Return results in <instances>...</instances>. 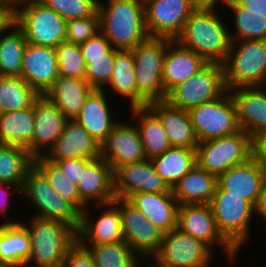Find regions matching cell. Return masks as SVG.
I'll list each match as a JSON object with an SVG mask.
<instances>
[{"instance_id": "c3c4849f", "label": "cell", "mask_w": 266, "mask_h": 267, "mask_svg": "<svg viewBox=\"0 0 266 267\" xmlns=\"http://www.w3.org/2000/svg\"><path fill=\"white\" fill-rule=\"evenodd\" d=\"M91 159H84V158H73V159H66V160H49L51 162L56 163L65 176L75 185L78 184L80 176H81V169H84L85 165Z\"/></svg>"}, {"instance_id": "f907efd6", "label": "cell", "mask_w": 266, "mask_h": 267, "mask_svg": "<svg viewBox=\"0 0 266 267\" xmlns=\"http://www.w3.org/2000/svg\"><path fill=\"white\" fill-rule=\"evenodd\" d=\"M252 157L266 171V131L252 137Z\"/></svg>"}, {"instance_id": "74e56055", "label": "cell", "mask_w": 266, "mask_h": 267, "mask_svg": "<svg viewBox=\"0 0 266 267\" xmlns=\"http://www.w3.org/2000/svg\"><path fill=\"white\" fill-rule=\"evenodd\" d=\"M38 96L20 76L0 75V106L3 112L28 108Z\"/></svg>"}, {"instance_id": "6da1fadb", "label": "cell", "mask_w": 266, "mask_h": 267, "mask_svg": "<svg viewBox=\"0 0 266 267\" xmlns=\"http://www.w3.org/2000/svg\"><path fill=\"white\" fill-rule=\"evenodd\" d=\"M219 10L195 9L186 20L176 41L207 62L223 64L231 48L230 30Z\"/></svg>"}, {"instance_id": "603a6c76", "label": "cell", "mask_w": 266, "mask_h": 267, "mask_svg": "<svg viewBox=\"0 0 266 267\" xmlns=\"http://www.w3.org/2000/svg\"><path fill=\"white\" fill-rule=\"evenodd\" d=\"M266 171L252 157L247 162L233 166L217 177V186L221 190L235 194L255 206Z\"/></svg>"}, {"instance_id": "4316f807", "label": "cell", "mask_w": 266, "mask_h": 267, "mask_svg": "<svg viewBox=\"0 0 266 267\" xmlns=\"http://www.w3.org/2000/svg\"><path fill=\"white\" fill-rule=\"evenodd\" d=\"M163 234L177 228L179 203L173 192L138 193L127 199Z\"/></svg>"}, {"instance_id": "9c48e42d", "label": "cell", "mask_w": 266, "mask_h": 267, "mask_svg": "<svg viewBox=\"0 0 266 267\" xmlns=\"http://www.w3.org/2000/svg\"><path fill=\"white\" fill-rule=\"evenodd\" d=\"M21 197L34 205V217L63 221L76 230L80 225V213L58 192L44 175L33 165L27 172L21 189ZM26 198V199H25Z\"/></svg>"}, {"instance_id": "d4e9b609", "label": "cell", "mask_w": 266, "mask_h": 267, "mask_svg": "<svg viewBox=\"0 0 266 267\" xmlns=\"http://www.w3.org/2000/svg\"><path fill=\"white\" fill-rule=\"evenodd\" d=\"M207 63L203 57L172 40L167 46L163 61L162 81L165 94L192 77Z\"/></svg>"}, {"instance_id": "d590c367", "label": "cell", "mask_w": 266, "mask_h": 267, "mask_svg": "<svg viewBox=\"0 0 266 267\" xmlns=\"http://www.w3.org/2000/svg\"><path fill=\"white\" fill-rule=\"evenodd\" d=\"M34 157L26 148L0 144V183L19 186L22 189Z\"/></svg>"}, {"instance_id": "52a82bcc", "label": "cell", "mask_w": 266, "mask_h": 267, "mask_svg": "<svg viewBox=\"0 0 266 267\" xmlns=\"http://www.w3.org/2000/svg\"><path fill=\"white\" fill-rule=\"evenodd\" d=\"M210 206L216 225L222 236L237 250L249 242L250 221L255 215L254 206L247 200L230 192L215 188Z\"/></svg>"}, {"instance_id": "ab89813d", "label": "cell", "mask_w": 266, "mask_h": 267, "mask_svg": "<svg viewBox=\"0 0 266 267\" xmlns=\"http://www.w3.org/2000/svg\"><path fill=\"white\" fill-rule=\"evenodd\" d=\"M226 6L235 14V33L230 32L231 41L266 40V17L263 14L249 12L234 0H227Z\"/></svg>"}, {"instance_id": "ac0fdd59", "label": "cell", "mask_w": 266, "mask_h": 267, "mask_svg": "<svg viewBox=\"0 0 266 267\" xmlns=\"http://www.w3.org/2000/svg\"><path fill=\"white\" fill-rule=\"evenodd\" d=\"M123 122L119 121L100 145V156L113 171L123 164L147 159L137 128L133 123Z\"/></svg>"}, {"instance_id": "816d5d0a", "label": "cell", "mask_w": 266, "mask_h": 267, "mask_svg": "<svg viewBox=\"0 0 266 267\" xmlns=\"http://www.w3.org/2000/svg\"><path fill=\"white\" fill-rule=\"evenodd\" d=\"M14 22V5L7 0H0V34L6 33Z\"/></svg>"}, {"instance_id": "f1b7e54d", "label": "cell", "mask_w": 266, "mask_h": 267, "mask_svg": "<svg viewBox=\"0 0 266 267\" xmlns=\"http://www.w3.org/2000/svg\"><path fill=\"white\" fill-rule=\"evenodd\" d=\"M93 90L94 88L86 80L58 76L44 95L68 120H74Z\"/></svg>"}, {"instance_id": "681fc988", "label": "cell", "mask_w": 266, "mask_h": 267, "mask_svg": "<svg viewBox=\"0 0 266 267\" xmlns=\"http://www.w3.org/2000/svg\"><path fill=\"white\" fill-rule=\"evenodd\" d=\"M7 186V187H6ZM12 189H11V188ZM12 193H16L17 196H20V199H21V188L19 186H14V185H9V184H2L0 183V215L3 216L5 219V222L4 223H0V224H10V223H15V222H18V221H13L11 217H8V216H5L7 215V211H8V208H10V196L11 195H14ZM20 194V195H18Z\"/></svg>"}, {"instance_id": "7dc6e473", "label": "cell", "mask_w": 266, "mask_h": 267, "mask_svg": "<svg viewBox=\"0 0 266 267\" xmlns=\"http://www.w3.org/2000/svg\"><path fill=\"white\" fill-rule=\"evenodd\" d=\"M81 55L85 64L88 63V58L106 57V53L112 48L106 37L99 32L86 42L79 45Z\"/></svg>"}, {"instance_id": "e0dca14e", "label": "cell", "mask_w": 266, "mask_h": 267, "mask_svg": "<svg viewBox=\"0 0 266 267\" xmlns=\"http://www.w3.org/2000/svg\"><path fill=\"white\" fill-rule=\"evenodd\" d=\"M32 110L34 131L26 149L33 157L43 156L62 134L68 119L45 95H39L34 100Z\"/></svg>"}, {"instance_id": "1f68e13d", "label": "cell", "mask_w": 266, "mask_h": 267, "mask_svg": "<svg viewBox=\"0 0 266 267\" xmlns=\"http://www.w3.org/2000/svg\"><path fill=\"white\" fill-rule=\"evenodd\" d=\"M24 223V224H23ZM31 253V237L25 222L0 224V261L9 267H25Z\"/></svg>"}, {"instance_id": "6f0895ef", "label": "cell", "mask_w": 266, "mask_h": 267, "mask_svg": "<svg viewBox=\"0 0 266 267\" xmlns=\"http://www.w3.org/2000/svg\"><path fill=\"white\" fill-rule=\"evenodd\" d=\"M7 1L11 2L14 5V4L20 2L21 0H7Z\"/></svg>"}, {"instance_id": "ba28073f", "label": "cell", "mask_w": 266, "mask_h": 267, "mask_svg": "<svg viewBox=\"0 0 266 267\" xmlns=\"http://www.w3.org/2000/svg\"><path fill=\"white\" fill-rule=\"evenodd\" d=\"M250 158L252 137L242 130L232 135L199 142L196 147L197 165L216 177Z\"/></svg>"}, {"instance_id": "3957f363", "label": "cell", "mask_w": 266, "mask_h": 267, "mask_svg": "<svg viewBox=\"0 0 266 267\" xmlns=\"http://www.w3.org/2000/svg\"><path fill=\"white\" fill-rule=\"evenodd\" d=\"M30 221L25 225L31 237V253L25 267H62L69 248L77 241V230L63 221L33 215Z\"/></svg>"}, {"instance_id": "680465c9", "label": "cell", "mask_w": 266, "mask_h": 267, "mask_svg": "<svg viewBox=\"0 0 266 267\" xmlns=\"http://www.w3.org/2000/svg\"><path fill=\"white\" fill-rule=\"evenodd\" d=\"M0 267H9L6 263L0 261Z\"/></svg>"}, {"instance_id": "ee69618b", "label": "cell", "mask_w": 266, "mask_h": 267, "mask_svg": "<svg viewBox=\"0 0 266 267\" xmlns=\"http://www.w3.org/2000/svg\"><path fill=\"white\" fill-rule=\"evenodd\" d=\"M115 63V48H111L106 57L88 58L86 63V81L94 89H103L111 79Z\"/></svg>"}, {"instance_id": "7a4b0ae2", "label": "cell", "mask_w": 266, "mask_h": 267, "mask_svg": "<svg viewBox=\"0 0 266 267\" xmlns=\"http://www.w3.org/2000/svg\"><path fill=\"white\" fill-rule=\"evenodd\" d=\"M100 32L112 48L132 50L149 36L144 21L143 0H99Z\"/></svg>"}, {"instance_id": "ffe728a7", "label": "cell", "mask_w": 266, "mask_h": 267, "mask_svg": "<svg viewBox=\"0 0 266 267\" xmlns=\"http://www.w3.org/2000/svg\"><path fill=\"white\" fill-rule=\"evenodd\" d=\"M94 206L103 208V211L96 220L93 216L90 217V214L88 215L90 212L87 209L80 214L77 240L82 245H100L124 241L119 209L112 202Z\"/></svg>"}, {"instance_id": "4dcf8cb0", "label": "cell", "mask_w": 266, "mask_h": 267, "mask_svg": "<svg viewBox=\"0 0 266 267\" xmlns=\"http://www.w3.org/2000/svg\"><path fill=\"white\" fill-rule=\"evenodd\" d=\"M130 111L132 118L137 120L135 127L147 159L160 155L171 147L161 120L148 106L134 107Z\"/></svg>"}, {"instance_id": "11a10c76", "label": "cell", "mask_w": 266, "mask_h": 267, "mask_svg": "<svg viewBox=\"0 0 266 267\" xmlns=\"http://www.w3.org/2000/svg\"><path fill=\"white\" fill-rule=\"evenodd\" d=\"M224 4L227 3V0H190L191 5L194 9H204V10H217V2Z\"/></svg>"}, {"instance_id": "7bdbcfd3", "label": "cell", "mask_w": 266, "mask_h": 267, "mask_svg": "<svg viewBox=\"0 0 266 267\" xmlns=\"http://www.w3.org/2000/svg\"><path fill=\"white\" fill-rule=\"evenodd\" d=\"M66 21L87 18L98 13L99 0H38Z\"/></svg>"}, {"instance_id": "484cf974", "label": "cell", "mask_w": 266, "mask_h": 267, "mask_svg": "<svg viewBox=\"0 0 266 267\" xmlns=\"http://www.w3.org/2000/svg\"><path fill=\"white\" fill-rule=\"evenodd\" d=\"M107 99L105 88L94 89L87 97L75 121L79 123L100 145L119 122Z\"/></svg>"}, {"instance_id": "7c38bea8", "label": "cell", "mask_w": 266, "mask_h": 267, "mask_svg": "<svg viewBox=\"0 0 266 267\" xmlns=\"http://www.w3.org/2000/svg\"><path fill=\"white\" fill-rule=\"evenodd\" d=\"M213 252L203 241L175 228L162 235L152 258L167 267H209Z\"/></svg>"}, {"instance_id": "d6a6232c", "label": "cell", "mask_w": 266, "mask_h": 267, "mask_svg": "<svg viewBox=\"0 0 266 267\" xmlns=\"http://www.w3.org/2000/svg\"><path fill=\"white\" fill-rule=\"evenodd\" d=\"M150 160L156 173L172 189L197 164L196 149L171 146Z\"/></svg>"}, {"instance_id": "bcb514c9", "label": "cell", "mask_w": 266, "mask_h": 267, "mask_svg": "<svg viewBox=\"0 0 266 267\" xmlns=\"http://www.w3.org/2000/svg\"><path fill=\"white\" fill-rule=\"evenodd\" d=\"M62 267H95V263L89 249L77 240L65 255Z\"/></svg>"}, {"instance_id": "d6986e66", "label": "cell", "mask_w": 266, "mask_h": 267, "mask_svg": "<svg viewBox=\"0 0 266 267\" xmlns=\"http://www.w3.org/2000/svg\"><path fill=\"white\" fill-rule=\"evenodd\" d=\"M22 59L20 77L44 95L59 76L55 48L26 43Z\"/></svg>"}, {"instance_id": "db71d44e", "label": "cell", "mask_w": 266, "mask_h": 267, "mask_svg": "<svg viewBox=\"0 0 266 267\" xmlns=\"http://www.w3.org/2000/svg\"><path fill=\"white\" fill-rule=\"evenodd\" d=\"M254 212L260 218L266 221V181L263 183L257 202L254 206Z\"/></svg>"}, {"instance_id": "cb8c5ba5", "label": "cell", "mask_w": 266, "mask_h": 267, "mask_svg": "<svg viewBox=\"0 0 266 267\" xmlns=\"http://www.w3.org/2000/svg\"><path fill=\"white\" fill-rule=\"evenodd\" d=\"M77 188L81 200L87 206L111 203L115 195L113 192V170L109 163L101 156L91 159L84 169H81ZM92 201L94 202L92 203Z\"/></svg>"}, {"instance_id": "5b68a950", "label": "cell", "mask_w": 266, "mask_h": 267, "mask_svg": "<svg viewBox=\"0 0 266 267\" xmlns=\"http://www.w3.org/2000/svg\"><path fill=\"white\" fill-rule=\"evenodd\" d=\"M224 67L226 89L264 86L266 40L232 41Z\"/></svg>"}, {"instance_id": "8992f818", "label": "cell", "mask_w": 266, "mask_h": 267, "mask_svg": "<svg viewBox=\"0 0 266 267\" xmlns=\"http://www.w3.org/2000/svg\"><path fill=\"white\" fill-rule=\"evenodd\" d=\"M171 41L168 38L148 37L132 49L139 107L166 98L162 71L165 52Z\"/></svg>"}, {"instance_id": "91938a15", "label": "cell", "mask_w": 266, "mask_h": 267, "mask_svg": "<svg viewBox=\"0 0 266 267\" xmlns=\"http://www.w3.org/2000/svg\"><path fill=\"white\" fill-rule=\"evenodd\" d=\"M3 113V111H2V108H1V106H0V114H2Z\"/></svg>"}, {"instance_id": "30bf717a", "label": "cell", "mask_w": 266, "mask_h": 267, "mask_svg": "<svg viewBox=\"0 0 266 267\" xmlns=\"http://www.w3.org/2000/svg\"><path fill=\"white\" fill-rule=\"evenodd\" d=\"M223 64L208 62L196 74L172 88L165 101L185 111L220 97L225 91Z\"/></svg>"}, {"instance_id": "83f0119b", "label": "cell", "mask_w": 266, "mask_h": 267, "mask_svg": "<svg viewBox=\"0 0 266 267\" xmlns=\"http://www.w3.org/2000/svg\"><path fill=\"white\" fill-rule=\"evenodd\" d=\"M161 120L172 147L196 149L199 144L187 111L170 106L165 100L147 105Z\"/></svg>"}, {"instance_id": "4fadbf2b", "label": "cell", "mask_w": 266, "mask_h": 267, "mask_svg": "<svg viewBox=\"0 0 266 267\" xmlns=\"http://www.w3.org/2000/svg\"><path fill=\"white\" fill-rule=\"evenodd\" d=\"M112 203L119 209L123 240L140 258L152 259L163 233L127 199L115 197Z\"/></svg>"}, {"instance_id": "277c9868", "label": "cell", "mask_w": 266, "mask_h": 267, "mask_svg": "<svg viewBox=\"0 0 266 267\" xmlns=\"http://www.w3.org/2000/svg\"><path fill=\"white\" fill-rule=\"evenodd\" d=\"M14 24L33 45L56 48L66 41L67 21L38 0L14 4Z\"/></svg>"}, {"instance_id": "8d00e7d4", "label": "cell", "mask_w": 266, "mask_h": 267, "mask_svg": "<svg viewBox=\"0 0 266 267\" xmlns=\"http://www.w3.org/2000/svg\"><path fill=\"white\" fill-rule=\"evenodd\" d=\"M33 165L44 175L53 189L68 201L80 214L88 206L81 200L77 185L73 184L62 172L60 167L43 156H37L33 159Z\"/></svg>"}, {"instance_id": "2e32d148", "label": "cell", "mask_w": 266, "mask_h": 267, "mask_svg": "<svg viewBox=\"0 0 266 267\" xmlns=\"http://www.w3.org/2000/svg\"><path fill=\"white\" fill-rule=\"evenodd\" d=\"M113 192L115 197L128 199L138 193L172 192L156 173L150 159L138 163H127L113 171Z\"/></svg>"}, {"instance_id": "836d02e7", "label": "cell", "mask_w": 266, "mask_h": 267, "mask_svg": "<svg viewBox=\"0 0 266 267\" xmlns=\"http://www.w3.org/2000/svg\"><path fill=\"white\" fill-rule=\"evenodd\" d=\"M34 115L32 105L0 114V144L26 148L32 141Z\"/></svg>"}, {"instance_id": "f5cc1de1", "label": "cell", "mask_w": 266, "mask_h": 267, "mask_svg": "<svg viewBox=\"0 0 266 267\" xmlns=\"http://www.w3.org/2000/svg\"><path fill=\"white\" fill-rule=\"evenodd\" d=\"M240 6L249 9V12L263 14L266 17V0H234Z\"/></svg>"}, {"instance_id": "f35d334b", "label": "cell", "mask_w": 266, "mask_h": 267, "mask_svg": "<svg viewBox=\"0 0 266 267\" xmlns=\"http://www.w3.org/2000/svg\"><path fill=\"white\" fill-rule=\"evenodd\" d=\"M8 30L3 37L0 35V75L20 76L27 41L14 22Z\"/></svg>"}, {"instance_id": "9f6ffc18", "label": "cell", "mask_w": 266, "mask_h": 267, "mask_svg": "<svg viewBox=\"0 0 266 267\" xmlns=\"http://www.w3.org/2000/svg\"><path fill=\"white\" fill-rule=\"evenodd\" d=\"M144 259L148 260L147 258H141V260L139 259V261L136 263V265L134 267H143V265H142L143 262H141V261H145ZM154 263L155 264H153V265L151 264L150 266H148V263H147V267H167V266L161 265L156 260L154 261ZM144 267H146V266L144 265Z\"/></svg>"}, {"instance_id": "b9f144b4", "label": "cell", "mask_w": 266, "mask_h": 267, "mask_svg": "<svg viewBox=\"0 0 266 267\" xmlns=\"http://www.w3.org/2000/svg\"><path fill=\"white\" fill-rule=\"evenodd\" d=\"M59 76L74 77L86 80V64L79 45L62 42L55 48Z\"/></svg>"}, {"instance_id": "60d3db41", "label": "cell", "mask_w": 266, "mask_h": 267, "mask_svg": "<svg viewBox=\"0 0 266 267\" xmlns=\"http://www.w3.org/2000/svg\"><path fill=\"white\" fill-rule=\"evenodd\" d=\"M83 246L91 252L95 267H134L140 259L125 241Z\"/></svg>"}, {"instance_id": "9a60e30c", "label": "cell", "mask_w": 266, "mask_h": 267, "mask_svg": "<svg viewBox=\"0 0 266 267\" xmlns=\"http://www.w3.org/2000/svg\"><path fill=\"white\" fill-rule=\"evenodd\" d=\"M144 21L149 37L176 40L195 10L190 0H143Z\"/></svg>"}, {"instance_id": "44dd1931", "label": "cell", "mask_w": 266, "mask_h": 267, "mask_svg": "<svg viewBox=\"0 0 266 267\" xmlns=\"http://www.w3.org/2000/svg\"><path fill=\"white\" fill-rule=\"evenodd\" d=\"M228 91L235 104L240 130L251 137L266 131V88L237 87Z\"/></svg>"}, {"instance_id": "f6af8a7d", "label": "cell", "mask_w": 266, "mask_h": 267, "mask_svg": "<svg viewBox=\"0 0 266 267\" xmlns=\"http://www.w3.org/2000/svg\"><path fill=\"white\" fill-rule=\"evenodd\" d=\"M100 32V16L97 13L87 18L67 21L66 42L80 45Z\"/></svg>"}, {"instance_id": "f546056e", "label": "cell", "mask_w": 266, "mask_h": 267, "mask_svg": "<svg viewBox=\"0 0 266 267\" xmlns=\"http://www.w3.org/2000/svg\"><path fill=\"white\" fill-rule=\"evenodd\" d=\"M217 177L197 164L172 188L179 205L210 204Z\"/></svg>"}, {"instance_id": "7402d4cb", "label": "cell", "mask_w": 266, "mask_h": 267, "mask_svg": "<svg viewBox=\"0 0 266 267\" xmlns=\"http://www.w3.org/2000/svg\"><path fill=\"white\" fill-rule=\"evenodd\" d=\"M100 144L75 120H67L62 134L43 155L47 160L94 159Z\"/></svg>"}, {"instance_id": "8fae6325", "label": "cell", "mask_w": 266, "mask_h": 267, "mask_svg": "<svg viewBox=\"0 0 266 267\" xmlns=\"http://www.w3.org/2000/svg\"><path fill=\"white\" fill-rule=\"evenodd\" d=\"M198 142L240 131L234 101L228 89L217 99L187 111Z\"/></svg>"}, {"instance_id": "e575fe53", "label": "cell", "mask_w": 266, "mask_h": 267, "mask_svg": "<svg viewBox=\"0 0 266 267\" xmlns=\"http://www.w3.org/2000/svg\"><path fill=\"white\" fill-rule=\"evenodd\" d=\"M107 86L126 100L128 99L130 108L139 107V91L136 85L132 50L115 49L114 70L105 87Z\"/></svg>"}, {"instance_id": "5bb4252c", "label": "cell", "mask_w": 266, "mask_h": 267, "mask_svg": "<svg viewBox=\"0 0 266 267\" xmlns=\"http://www.w3.org/2000/svg\"><path fill=\"white\" fill-rule=\"evenodd\" d=\"M177 229L203 241L212 250L219 247L228 262L236 261L238 251L219 232L210 204L179 205Z\"/></svg>"}]
</instances>
